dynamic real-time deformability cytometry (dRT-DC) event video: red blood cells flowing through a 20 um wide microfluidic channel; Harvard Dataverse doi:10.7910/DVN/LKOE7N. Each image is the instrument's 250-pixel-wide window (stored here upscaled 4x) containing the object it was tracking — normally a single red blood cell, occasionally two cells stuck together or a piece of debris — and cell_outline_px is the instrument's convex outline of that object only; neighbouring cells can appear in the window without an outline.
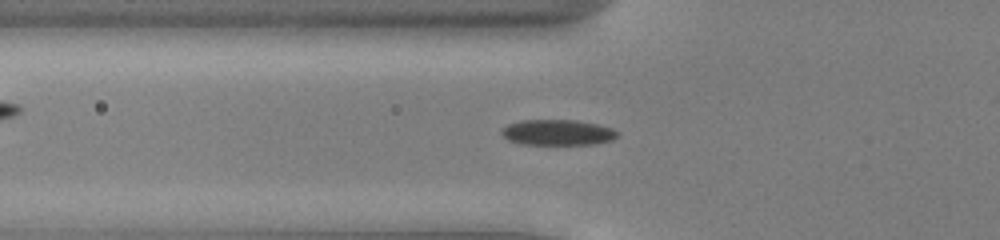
{"species": "common noctule bat (a hibernating species)", "species_latin": "Nyctalus noctula", "temperature_condition": "cold", "stored_images_in_passage": 53, "camera_frame_rate_fps": 3000, "um_per_image_px": 0.085, "animal": {"sex": "male", "body_mass_g": 13.0, "forearm_length_mm": 53.1}, "frame": {"image": 1, "passage_image": 19, "time_ms": 6.0, "image_size_px": [1000, 240], "cell_outline_px": [[616, 136], [612, 140], [592, 144], [520, 144], [508, 140], [500, 132], [500, 128], [508, 124], [520, 120], [576, 120], [596, 124], [612, 128], [616, 132]], "centroid_in_image_um": [47.33, 11.25], "position_along_channel_um": 78.5, "area_um2": 17.22}}
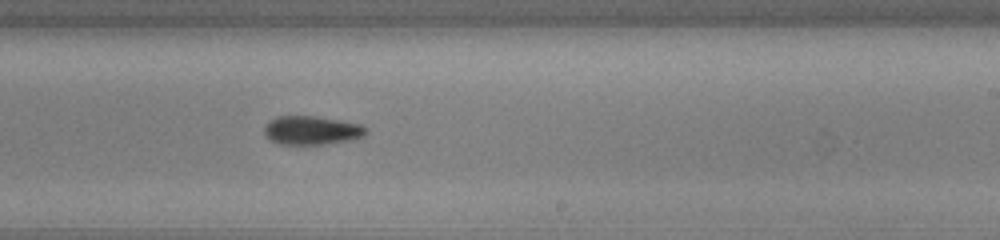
{"frame": {"image": 2, "passage_image": 33, "time_ms": 10.667, "image_size_px": [1000, 240], "cell_outline_px": [[368, 132], [364, 136], [356, 140], [324, 144], [276, 144], [268, 140], [264, 136], [264, 128], [268, 120], [276, 116], [312, 116], [340, 120], [360, 124], [368, 128]], "centroid_in_image_um": [26.49, 11.09], "position_along_channel_um": 262.5, "area_um2": 17.46}}
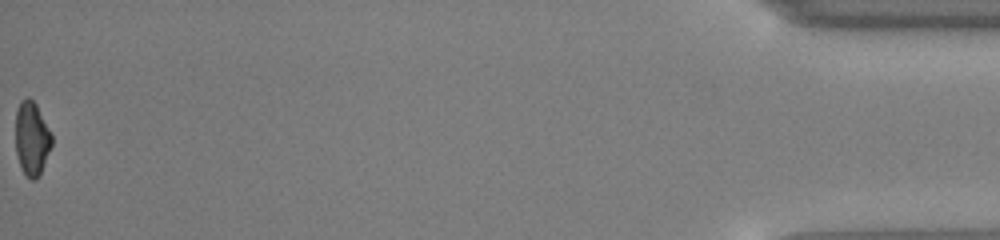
{"frame": {"image": 3, "passage_image": 53, "time_ms": 17.333, "image_size_px": [1000, 240], "cell_outline_px": [[52, 144], [40, 176], [36, 180], [32, 180], [24, 172], [20, 164], [16, 152], [16, 108], [20, 100], [28, 96], [36, 104], [52, 136]], "centroid_in_image_um": [2.7, 11.76], "position_along_channel_um": 432.5, "area_um2": 15.49}, "authors_computed_cell_mechanics": {"area_um2": 16.6464, "velocity_mm_per_s": 3.9417, "shape_relaxation_time_tau1_ms": 2.6551, "shape_relaxation_time_tau2_ms": null, "deformation_change_tau1": 0.0794, "deformation_change_tau2": null}}